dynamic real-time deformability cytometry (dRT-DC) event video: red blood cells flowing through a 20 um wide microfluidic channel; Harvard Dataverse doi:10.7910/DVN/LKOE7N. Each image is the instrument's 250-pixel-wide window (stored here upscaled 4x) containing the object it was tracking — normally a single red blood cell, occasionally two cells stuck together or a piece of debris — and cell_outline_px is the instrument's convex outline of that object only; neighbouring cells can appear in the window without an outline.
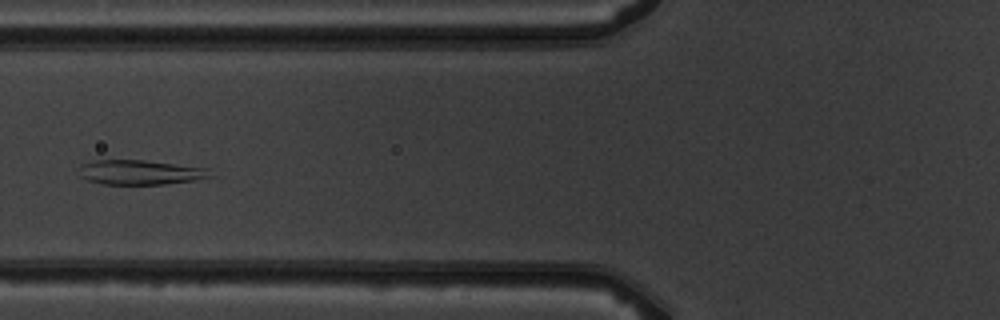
{"species": "common noctule bat (a hibernating species)", "species_latin": "Nyctalus noctula", "temperature_condition": "warm", "stored_images_in_passage": 6, "camera_frame_rate_fps": 3000, "um_per_image_px": 0.085, "animal": {"sex": "male", "body_mass_g": 19.5, "forearm_length_mm": 54.6}, "frame": {"image": 1, "passage_image": 5, "time_ms": 4.667, "image_size_px": [1000, 320], "cell_outline_px": [[216, 176], [192, 180], [164, 184], [104, 184], [88, 180], [80, 176], [80, 164], [92, 160], [144, 160], [208, 168]], "centroid_in_image_um": [11.93, 14.64], "position_along_channel_um": 113.9, "area_um2": 18.84}}